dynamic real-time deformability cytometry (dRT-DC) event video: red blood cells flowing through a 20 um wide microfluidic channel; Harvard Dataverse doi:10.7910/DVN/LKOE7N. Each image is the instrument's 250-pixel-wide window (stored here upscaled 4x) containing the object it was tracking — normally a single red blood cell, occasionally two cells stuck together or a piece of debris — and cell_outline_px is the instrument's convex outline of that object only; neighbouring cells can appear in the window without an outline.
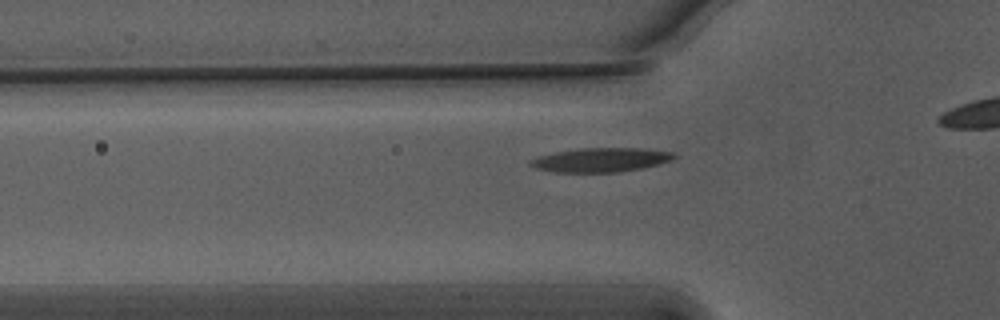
{"species": "Egyptian fruit bat (a non-hibernating species)", "species_latin": "Rousettus aegyptiacus", "temperature_condition": "warm", "stored_images_in_passage": 37, "camera_frame_rate_fps": 3000, "um_per_image_px": 0.085, "animal": {"sex": "male"}, "frame": {"image": 1, "passage_image": 11, "time_ms": 3.333, "image_size_px": [1000, 320], "cell_outline_px": [[676, 156], [668, 160], [656, 164], [640, 168], [616, 172], [556, 172], [536, 168], [528, 164], [528, 160], [536, 156], [556, 152], [580, 148], [636, 148], [672, 152]], "centroid_in_image_um": [50.96, 13.58], "position_along_channel_um": 74.8, "area_um2": 19.83}}
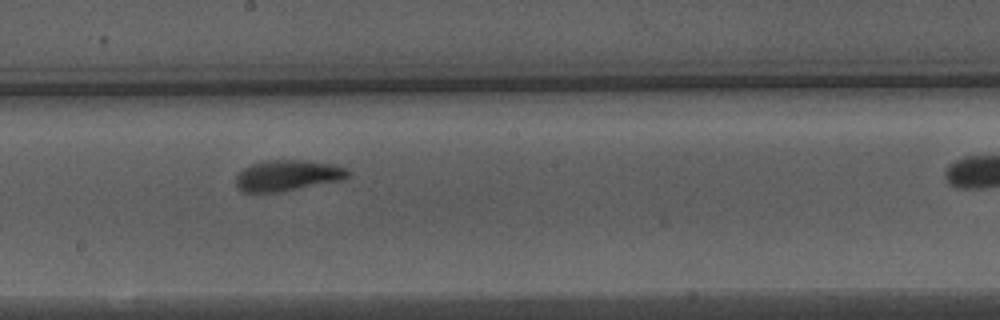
{"frame": {"image": 2, "passage_image": 23, "time_ms": 7.333, "image_size_px": [1000, 320], "cell_outline_px": [[352, 172], [344, 180], [276, 192], [244, 192], [236, 188], [236, 176], [244, 168], [252, 164], [264, 160], [304, 160], [336, 164], [348, 168]], "centroid_in_image_um": [24.49, 14.9], "position_along_channel_um": 223.7, "area_um2": 20.35}}
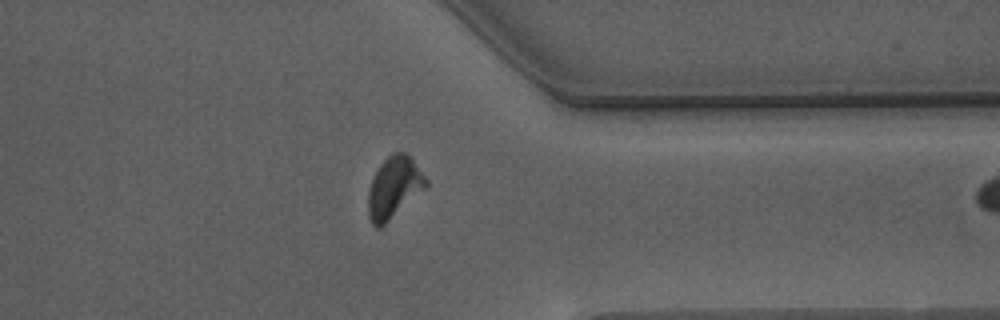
{"frame": {"image": 3, "passage_image": 36, "time_ms": 11.667, "image_size_px": [1000, 320], "cell_outline_px": [[428, 184], [424, 188], [380, 228], [376, 228], [372, 224], [368, 216], [368, 192], [372, 180], [380, 164], [392, 152], [404, 152], [412, 160], [428, 180]], "centroid_in_image_um": [33.46, 15.94], "position_along_channel_um": 377.9, "area_um2": 20.11}}